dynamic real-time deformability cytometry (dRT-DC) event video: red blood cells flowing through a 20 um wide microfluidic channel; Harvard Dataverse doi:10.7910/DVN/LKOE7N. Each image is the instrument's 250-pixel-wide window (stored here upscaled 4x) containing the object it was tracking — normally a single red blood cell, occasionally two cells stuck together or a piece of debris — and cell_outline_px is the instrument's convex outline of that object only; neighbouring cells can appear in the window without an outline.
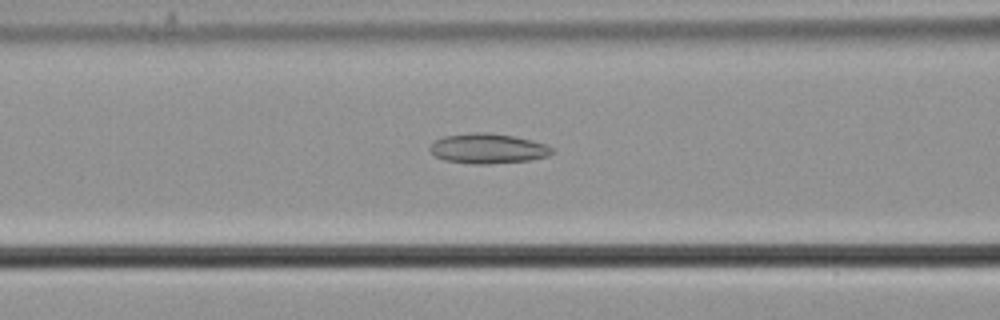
{"species": "common noctule bat (a hibernating species)", "species_latin": "Nyctalus noctula", "temperature_condition": "cold", "stored_images_in_passage": 53, "camera_frame_rate_fps": 3000, "um_per_image_px": 0.085, "animal": {"sex": "male", "body_mass_g": 21.5, "forearm_length_mm": 52.0}, "frame": {"image": 1, "passage_image": 23, "time_ms": 7.333, "image_size_px": [1000, 320], "cell_outline_px": [[556, 152], [548, 156], [532, 160], [488, 164], [476, 164], [444, 160], [436, 156], [428, 148], [436, 140], [444, 136], [476, 132], [488, 132], [512, 136], [532, 140], [544, 144], [552, 148]], "centroid_in_image_um": [41.5, 12.63], "position_along_channel_um": 125.1, "area_um2": 21.27}}
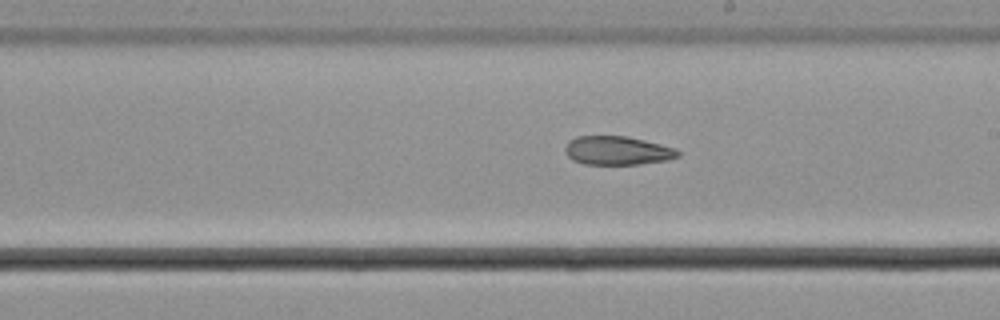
{"frame": {"image": 2, "passage_image": 32, "time_ms": 10.333, "image_size_px": [1000, 320], "cell_outline_px": [[680, 156], [668, 160], [640, 164], [584, 164], [572, 160], [564, 152], [564, 148], [568, 140], [576, 136], [628, 136], [676, 148], [680, 152]], "centroid_in_image_um": [52.46, 12.79], "position_along_channel_um": 236.5, "area_um2": 19.07}}
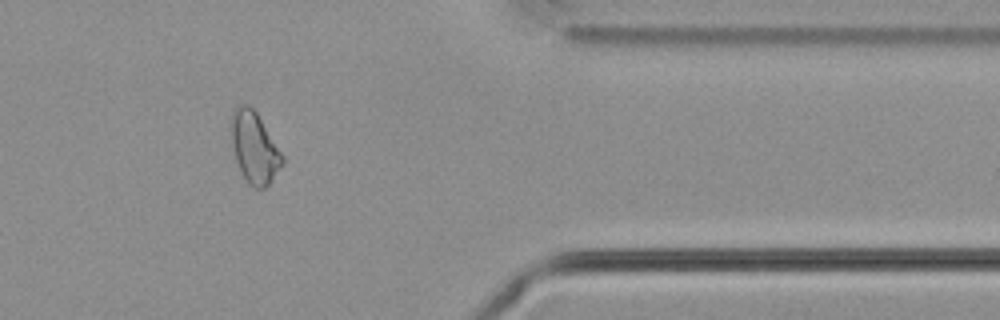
{"frame": {"image": 3, "passage_image": 46, "time_ms": 15.0, "image_size_px": [1000, 320], "cell_outline_px": [[284, 164], [268, 184], [264, 188], [256, 188], [248, 184], [236, 160], [228, 120], [236, 104], [248, 104], [256, 112], [284, 156]], "centroid_in_image_um": [21.6, 12.49], "position_along_channel_um": 389.8, "area_um2": 21.27}}